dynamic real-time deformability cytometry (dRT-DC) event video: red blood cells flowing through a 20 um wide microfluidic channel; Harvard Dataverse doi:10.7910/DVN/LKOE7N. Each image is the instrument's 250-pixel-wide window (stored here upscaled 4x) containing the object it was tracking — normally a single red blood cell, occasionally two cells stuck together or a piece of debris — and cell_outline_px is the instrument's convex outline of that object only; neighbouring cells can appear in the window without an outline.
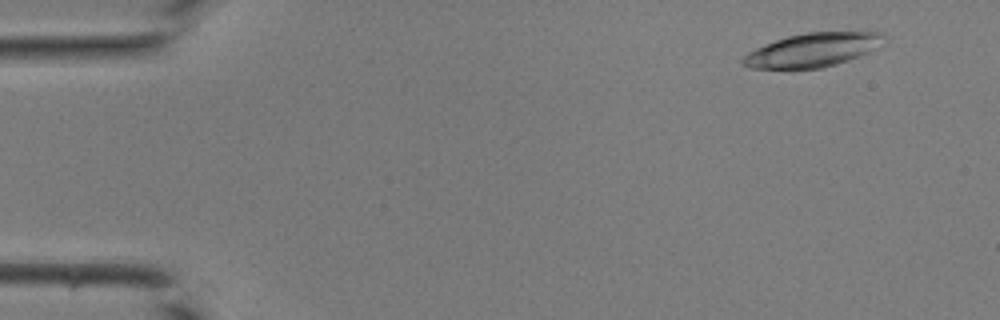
{"species": "common noctule bat (a hibernating species)", "species_latin": "Nyctalus noctula", "temperature_condition": "room temperature", "stored_images_in_passage": 43, "camera_frame_rate_fps": 3000, "um_per_image_px": 0.085, "animal": {"sex": "male", "body_mass_g": 19.0, "forearm_length_mm": 50.8}, "frame": {"image": 1, "passage_image": 4, "time_ms": 1.0, "image_size_px": [1000, 320], "cell_outline_px": [[884, 36], [864, 52], [848, 60], [836, 64], [820, 68], [748, 68], [740, 60], [748, 52], [756, 48], [776, 40], [788, 36], [808, 32], [880, 32]], "centroid_in_image_um": [68.93, 4.25], "position_along_channel_um": 16.1, "area_um2": 26.59}}
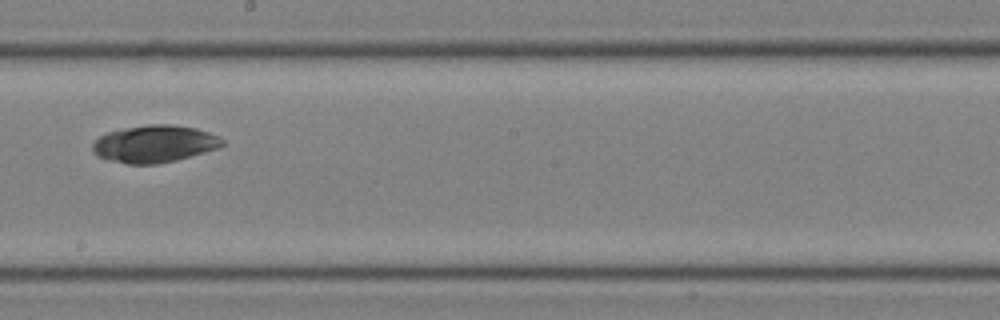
{"frame": {"image": 2, "passage_image": 25, "time_ms": 8.0, "image_size_px": [1000, 320], "cell_outline_px": [[224, 144], [220, 148], [176, 160], [156, 164], [128, 164], [108, 160], [96, 156], [92, 152], [92, 144], [100, 136], [108, 132], [124, 128], [148, 124], [172, 124], [196, 128], [220, 136], [224, 140]], "centroid_in_image_um": [13.14, 12.23], "position_along_channel_um": 235.1, "area_um2": 28.38}}
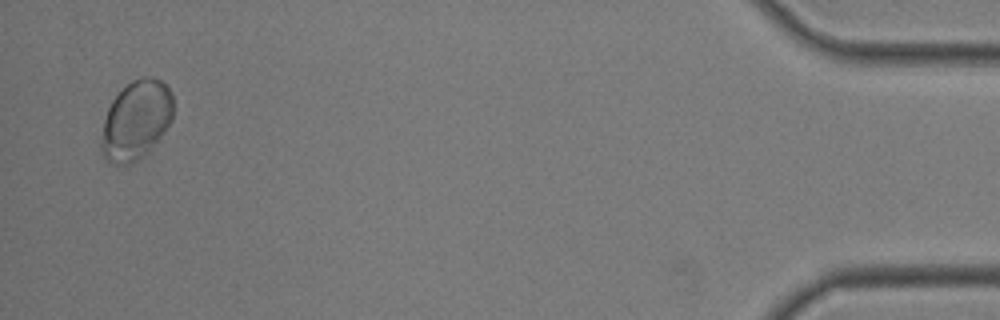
{"frame": {"image": 3, "passage_image": 42, "time_ms": 13.667, "image_size_px": [1000, 320], "cell_outline_px": [[172, 120], [164, 132], [132, 164], [112, 164], [104, 160], [100, 148], [100, 144], [104, 120], [108, 108], [112, 100], [132, 80], [144, 76], [152, 76], [160, 80], [172, 92]], "centroid_in_image_um": [11.54, 10.2], "position_along_channel_um": 423.7, "area_um2": 32.77}}